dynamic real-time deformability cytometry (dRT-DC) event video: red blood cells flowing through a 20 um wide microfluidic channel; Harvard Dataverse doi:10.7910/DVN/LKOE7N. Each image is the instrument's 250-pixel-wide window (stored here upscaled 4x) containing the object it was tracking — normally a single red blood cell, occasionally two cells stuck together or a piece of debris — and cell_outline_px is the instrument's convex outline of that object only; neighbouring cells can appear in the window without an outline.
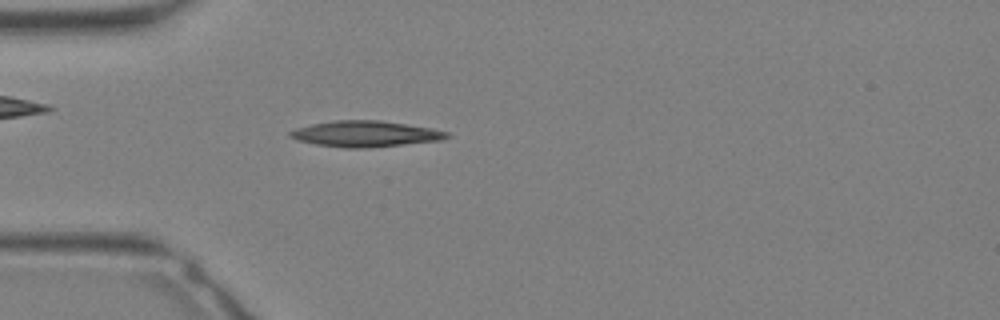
{"species": "Egyptian fruit bat (a non-hibernating species)", "species_latin": "Rousettus aegyptiacus", "temperature_condition": "warm", "stored_images_in_passage": 33, "camera_frame_rate_fps": 3000, "um_per_image_px": 0.085, "animal": {"sex": "female"}, "frame": {"image": 1, "passage_image": 10, "time_ms": 3.0, "image_size_px": [1000, 320], "cell_outline_px": [[452, 136], [440, 140], [368, 148], [344, 148], [316, 144], [296, 140], [288, 136], [288, 132], [296, 128], [312, 124], [332, 120], [380, 120], [432, 128], [448, 132]], "centroid_in_image_um": [31.03, 11.37], "position_along_channel_um": 54.0, "area_um2": 23.76}}
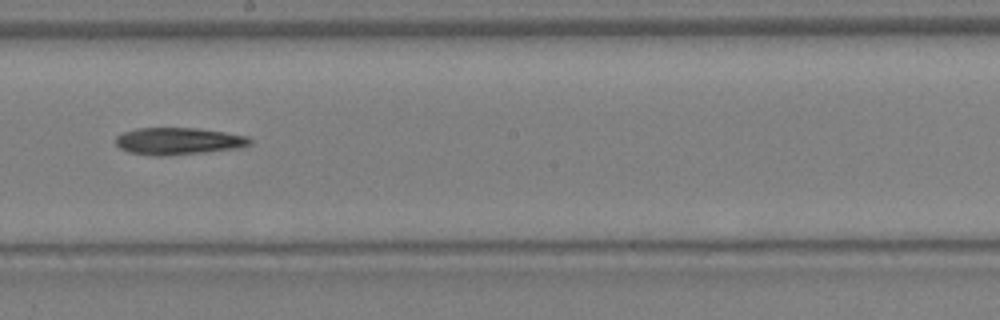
{"frame": {"image": 2, "passage_image": 19, "time_ms": 6.0, "image_size_px": [1000, 320], "cell_outline_px": [[252, 144], [244, 148], [164, 156], [152, 156], [128, 152], [120, 148], [116, 144], [116, 136], [124, 132], [136, 128], [200, 128], [248, 136], [252, 140]], "centroid_in_image_um": [15.2, 12.0], "position_along_channel_um": 233.0, "area_um2": 21.44}}
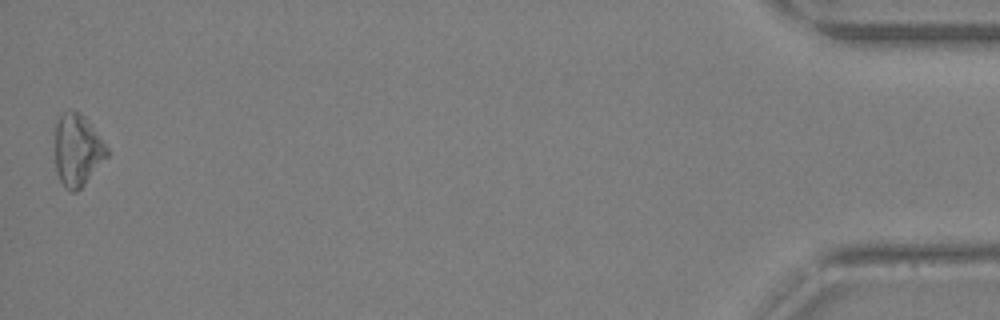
{"frame": {"image": 3, "passage_image": 33, "time_ms": 10.667, "image_size_px": [1000, 320], "cell_outline_px": [[108, 156], [84, 184], [76, 192], [72, 192], [64, 188], [56, 172], [56, 120], [68, 108], [72, 108], [80, 112], [92, 124], [108, 148]], "centroid_in_image_um": [6.58, 12.72], "position_along_channel_um": 428.6, "area_um2": 21.96}}